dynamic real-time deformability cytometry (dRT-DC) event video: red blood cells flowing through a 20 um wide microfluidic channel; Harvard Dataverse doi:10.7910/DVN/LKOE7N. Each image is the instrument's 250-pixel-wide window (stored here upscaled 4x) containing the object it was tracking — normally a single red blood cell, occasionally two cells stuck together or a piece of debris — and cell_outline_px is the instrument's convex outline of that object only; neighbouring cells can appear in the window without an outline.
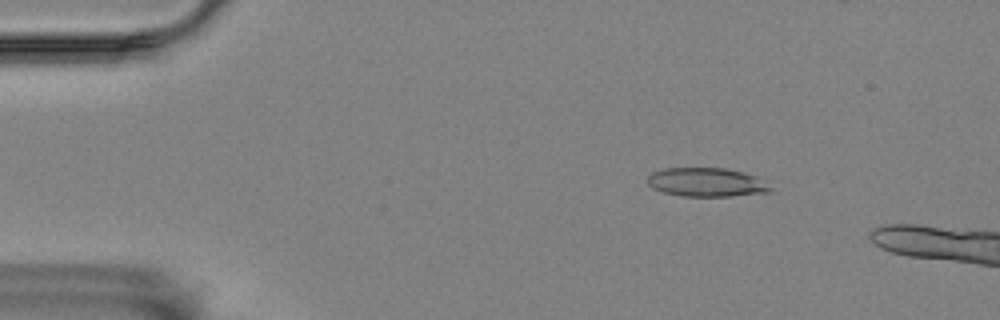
{"species": "Egyptian fruit bat (a non-hibernating species)", "species_latin": "Rousettus aegyptiacus", "temperature_condition": "room temperature", "stored_images_in_passage": 5, "camera_frame_rate_fps": 3000, "um_per_image_px": 0.085, "animal": {"sex": "female"}, "frame": {"image": 1, "passage_image": 1, "time_ms": 0.0, "image_size_px": [1000, 320], "cell_outline_px": [[772, 188], [768, 192], [732, 196], [680, 196], [664, 192], [652, 188], [648, 184], [648, 176], [652, 172], [660, 168], [724, 168], [744, 172], [756, 176]], "centroid_in_image_um": [60.01, 15.49], "position_along_channel_um": 25.0, "area_um2": 20.63}}